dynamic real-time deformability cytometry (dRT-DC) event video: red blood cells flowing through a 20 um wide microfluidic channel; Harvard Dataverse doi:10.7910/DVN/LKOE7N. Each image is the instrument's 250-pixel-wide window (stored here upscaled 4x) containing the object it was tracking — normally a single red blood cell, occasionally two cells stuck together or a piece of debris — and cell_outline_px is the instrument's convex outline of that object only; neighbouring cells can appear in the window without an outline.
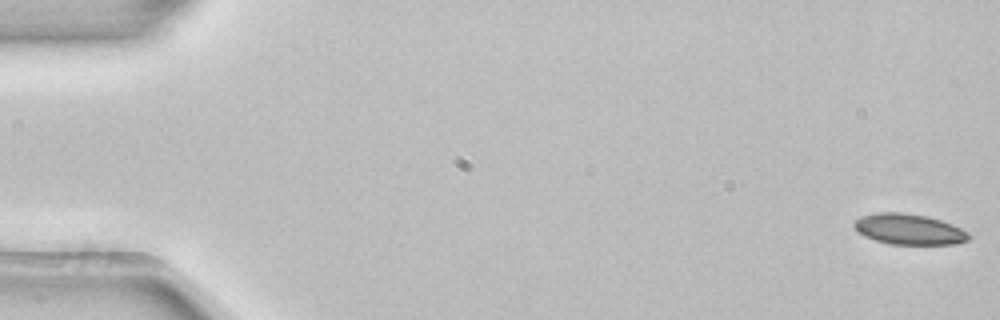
{"species": "common noctule bat (a hibernating species)", "species_latin": "Nyctalus noctula", "temperature_condition": "room temperature", "stored_images_in_passage": 53, "camera_frame_rate_fps": 3000, "um_per_image_px": 0.085, "animal": {"sex": "female", "body_mass_g": 22.7, "forearm_length_mm": 54.2}, "frame": {"image": 1, "passage_image": 1, "time_ms": 0.0, "image_size_px": [1000, 320], "cell_outline_px": [[972, 236], [968, 240], [956, 244], [892, 244], [876, 240], [864, 236], [852, 224], [860, 216], [876, 212], [904, 212], [928, 216], [952, 224], [968, 232]], "centroid_in_image_um": [77.28, 19.47], "position_along_channel_um": 7.7, "area_um2": 20.52}}
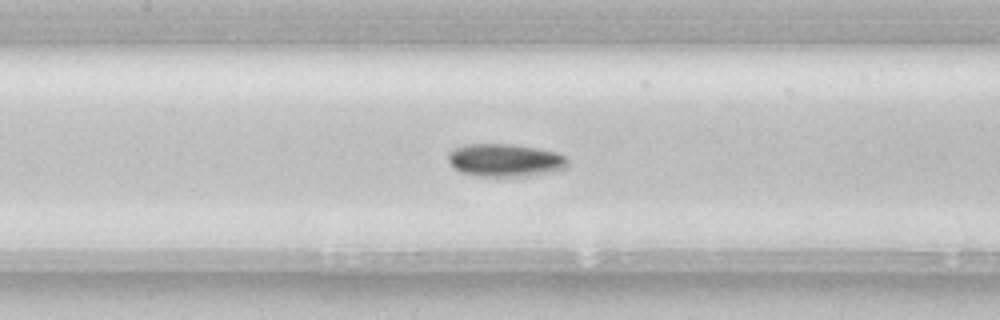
{"frame": {"image": 2, "passage_image": 25, "time_ms": 8.0, "image_size_px": [1000, 320], "cell_outline_px": [[568, 168], [536, 176], [476, 176], [460, 172], [448, 160], [448, 152], [452, 148], [464, 144], [512, 144], [536, 148], [556, 152], [564, 156], [568, 160]], "centroid_in_image_um": [42.95, 13.62], "position_along_channel_um": 164.5, "area_um2": 23.18}}
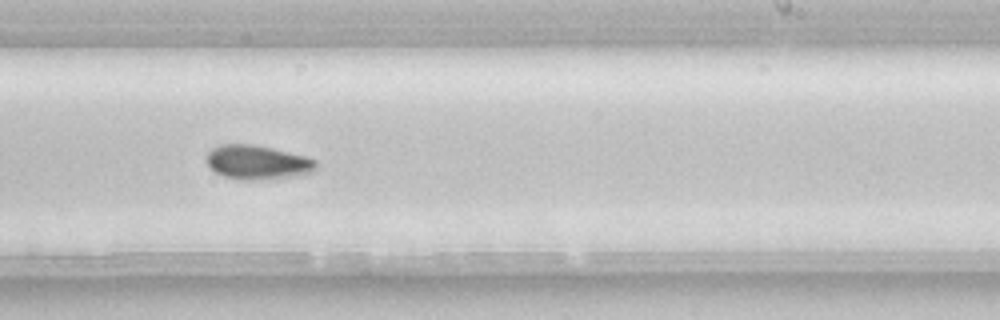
{"frame": {"image": 3, "passage_image": 33, "time_ms": 10.667, "image_size_px": [1000, 320], "cell_outline_px": [[316, 172], [272, 180], [240, 180], [224, 176], [216, 172], [204, 160], [204, 156], [212, 148], [220, 144], [252, 144], [272, 148], [304, 156], [316, 160]], "centroid_in_image_um": [21.87, 13.81], "position_along_channel_um": 267.1, "area_um2": 22.14}, "authors_computed_cell_mechanics": {"area_um2": 21.1548, "velocity_mm_per_s": 3.861, "shape_relaxation_time_tau1_ms": 4.4813, "shape_relaxation_time_tau2_ms": null, "deformation_change_tau1": 0.109, "deformation_change_tau2": null}}